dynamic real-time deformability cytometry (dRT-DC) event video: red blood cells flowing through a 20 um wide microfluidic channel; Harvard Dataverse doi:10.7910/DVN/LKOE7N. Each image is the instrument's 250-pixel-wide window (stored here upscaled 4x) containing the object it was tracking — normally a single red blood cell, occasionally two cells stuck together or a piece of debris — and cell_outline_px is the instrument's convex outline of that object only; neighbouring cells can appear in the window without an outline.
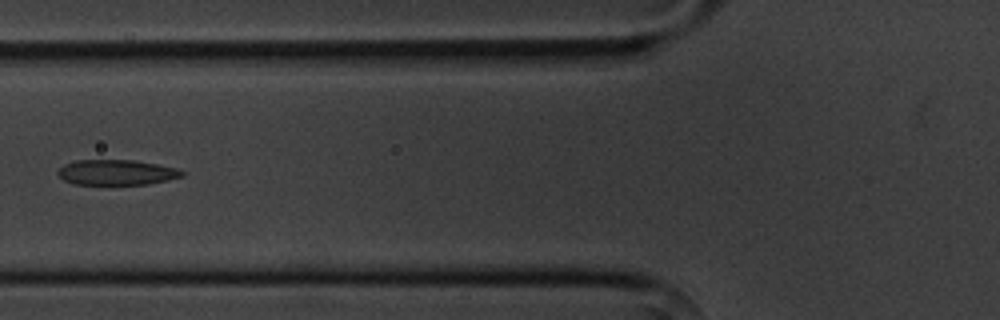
{"species": "common noctule bat (a hibernating species)", "species_latin": "Nyctalus noctula", "temperature_condition": "cold", "stored_images_in_passage": 4, "camera_frame_rate_fps": 3000, "um_per_image_px": 0.085, "animal": {"sex": "male", "body_mass_g": 20.1, "forearm_length_mm": 53.5}, "frame": {"image": 1, "passage_image": 3, "time_ms": 2.333, "image_size_px": [1000, 320], "cell_outline_px": [[184, 176], [168, 180], [148, 184], [72, 184], [64, 180], [56, 172], [64, 164], [76, 160], [132, 160], [156, 164], [176, 168], [184, 172]], "centroid_in_image_um": [9.89, 14.65], "position_along_channel_um": 115.9, "area_um2": 18.21}}
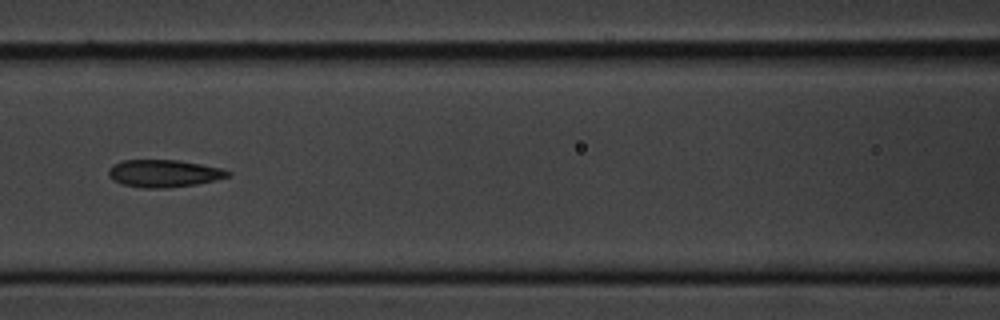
{"frame": {"image": 2, "passage_image": 4, "time_ms": 3.333, "image_size_px": [1000, 320], "cell_outline_px": [[232, 176], [196, 184], [168, 188], [140, 188], [120, 184], [112, 180], [108, 176], [108, 168], [112, 164], [124, 160], [176, 160], [200, 164], [220, 168], [232, 172]], "centroid_in_image_um": [13.88, 14.75], "position_along_channel_um": 152.7, "area_um2": 19.25}}